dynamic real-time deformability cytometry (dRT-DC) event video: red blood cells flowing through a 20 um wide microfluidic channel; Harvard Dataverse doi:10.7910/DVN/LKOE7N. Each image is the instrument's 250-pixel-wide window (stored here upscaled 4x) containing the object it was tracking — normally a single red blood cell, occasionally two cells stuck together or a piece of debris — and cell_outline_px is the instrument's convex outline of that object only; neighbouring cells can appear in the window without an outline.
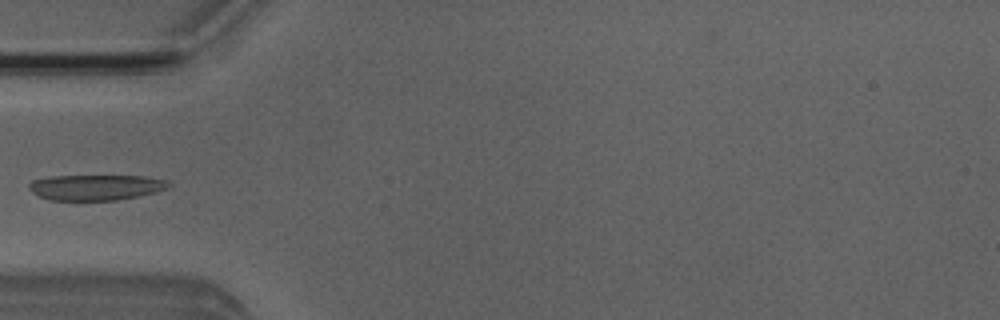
{"species": "Egyptian fruit bat (a non-hibernating species)", "species_latin": "Rousettus aegyptiacus", "temperature_condition": "room temperature", "stored_images_in_passage": 6, "camera_frame_rate_fps": 3000, "um_per_image_px": 0.085, "animal": {"sex": "male"}, "frame": {"image": 1, "passage_image": 4, "time_ms": 4.667, "image_size_px": [1000, 320], "cell_outline_px": [[172, 184], [168, 188], [156, 192], [116, 200], [48, 200], [32, 192], [28, 188], [28, 184], [32, 180], [48, 176], [144, 176], [168, 180]], "centroid_in_image_um": [8.14, 15.92], "position_along_channel_um": 76.9, "area_um2": 20.87}}